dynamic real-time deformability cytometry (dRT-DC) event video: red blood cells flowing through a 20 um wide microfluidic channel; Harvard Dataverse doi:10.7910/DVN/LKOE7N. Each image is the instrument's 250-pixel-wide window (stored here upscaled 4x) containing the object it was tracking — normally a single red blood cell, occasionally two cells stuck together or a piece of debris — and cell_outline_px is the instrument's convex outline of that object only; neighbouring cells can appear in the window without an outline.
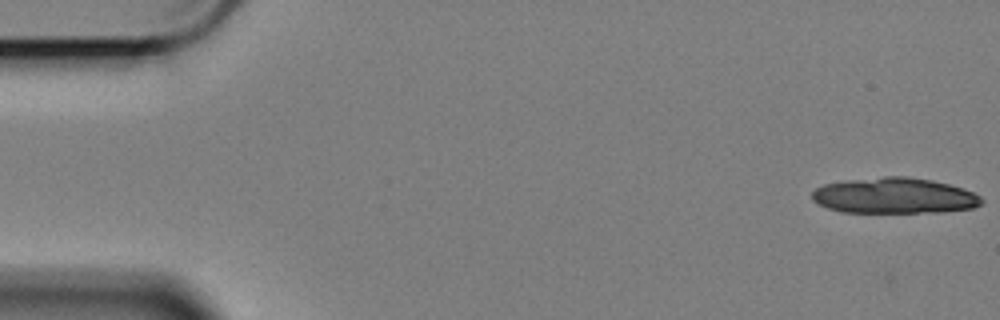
{"species": "Egyptian fruit bat (a non-hibernating species)", "species_latin": "Rousettus aegyptiacus", "temperature_condition": "cold", "stored_images_in_passage": 17, "camera_frame_rate_fps": 3000, "um_per_image_px": 0.085, "animal": {"sex": "female"}, "frame": {"image": 1, "passage_image": 1, "time_ms": 0.0, "image_size_px": [1000, 320], "cell_outline_px": [[984, 204], [972, 208], [944, 212], [840, 212], [828, 208], [812, 200], [812, 192], [816, 188], [824, 184], [848, 180], [884, 176], [908, 176], [932, 180], [964, 188], [980, 196], [984, 200]], "centroid_in_image_um": [76.05, 16.63], "position_along_channel_um": 8.9, "area_um2": 35.49}}